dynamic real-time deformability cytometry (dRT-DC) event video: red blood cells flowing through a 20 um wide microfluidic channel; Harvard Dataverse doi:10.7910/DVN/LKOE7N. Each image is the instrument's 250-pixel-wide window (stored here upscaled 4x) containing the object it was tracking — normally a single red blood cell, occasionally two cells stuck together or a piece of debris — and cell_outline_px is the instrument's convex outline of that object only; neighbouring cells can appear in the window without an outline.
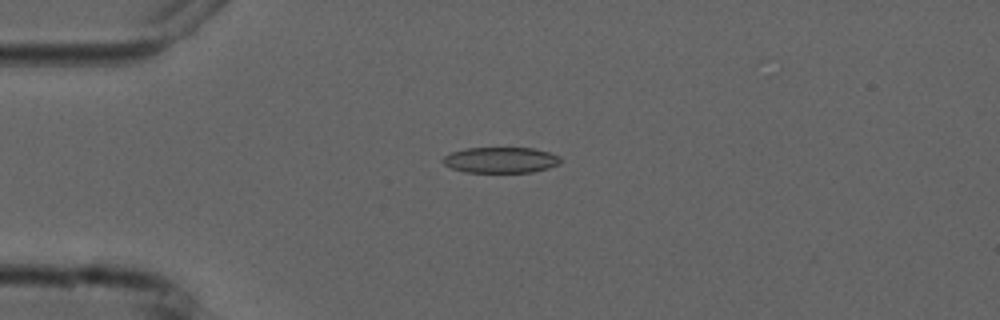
{"species": "common noctule bat (a hibernating species)", "species_latin": "Nyctalus noctula", "temperature_condition": "cold", "stored_images_in_passage": 9, "camera_frame_rate_fps": 3000, "um_per_image_px": 0.085, "animal": {"sex": "male", "forearm_length_mm": 52.5}, "frame": {"image": 1, "passage_image": 4, "time_ms": 3.667, "image_size_px": [1000, 320], "cell_outline_px": [[560, 164], [548, 168], [532, 172], [464, 172], [452, 168], [444, 164], [440, 160], [444, 156], [452, 152], [464, 148], [532, 148], [548, 152], [560, 156]], "centroid_in_image_um": [42.54, 13.6], "position_along_channel_um": 42.5, "area_um2": 17.69}}
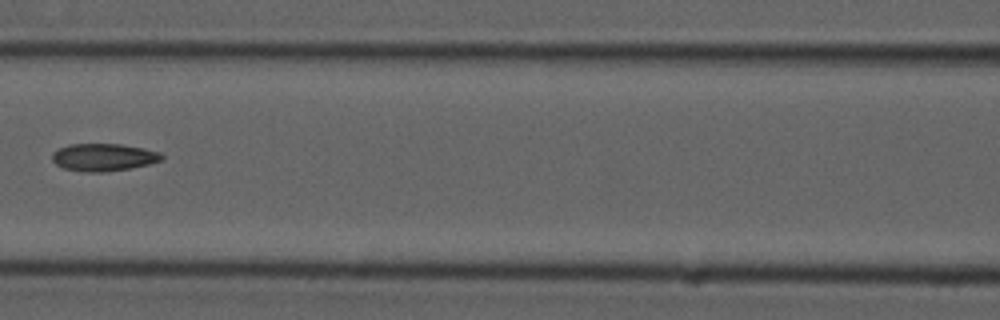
{"frame": {"image": 2, "passage_image": 7, "time_ms": 7.333, "image_size_px": [1000, 320], "cell_outline_px": [[164, 156], [160, 160], [148, 164], [128, 168], [104, 172], [84, 172], [64, 168], [56, 164], [52, 160], [52, 152], [68, 144], [120, 144], [144, 148], [160, 152]], "centroid_in_image_um": [8.78, 13.36], "position_along_channel_um": 157.8, "area_um2": 17.46}}
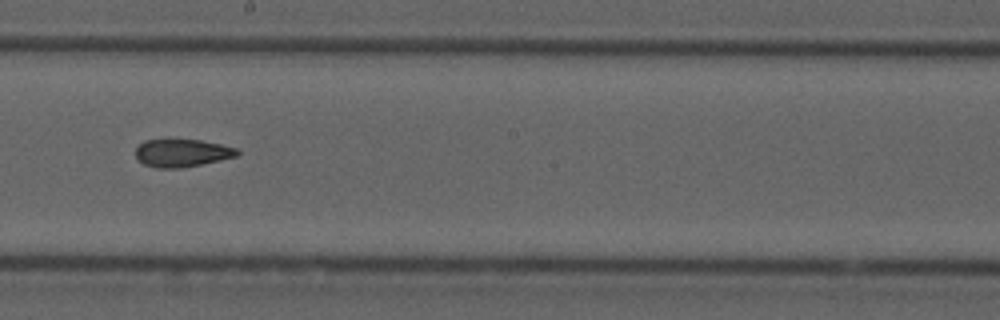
{"frame": {"image": 3, "passage_image": 9, "time_ms": 9.333, "image_size_px": [1000, 320], "cell_outline_px": [[240, 152], [236, 156], [220, 160], [180, 168], [156, 168], [144, 164], [136, 156], [136, 148], [144, 140], [200, 140], [220, 144], [236, 148]], "centroid_in_image_um": [15.47, 13.0], "position_along_channel_um": 232.7, "area_um2": 16.18}}